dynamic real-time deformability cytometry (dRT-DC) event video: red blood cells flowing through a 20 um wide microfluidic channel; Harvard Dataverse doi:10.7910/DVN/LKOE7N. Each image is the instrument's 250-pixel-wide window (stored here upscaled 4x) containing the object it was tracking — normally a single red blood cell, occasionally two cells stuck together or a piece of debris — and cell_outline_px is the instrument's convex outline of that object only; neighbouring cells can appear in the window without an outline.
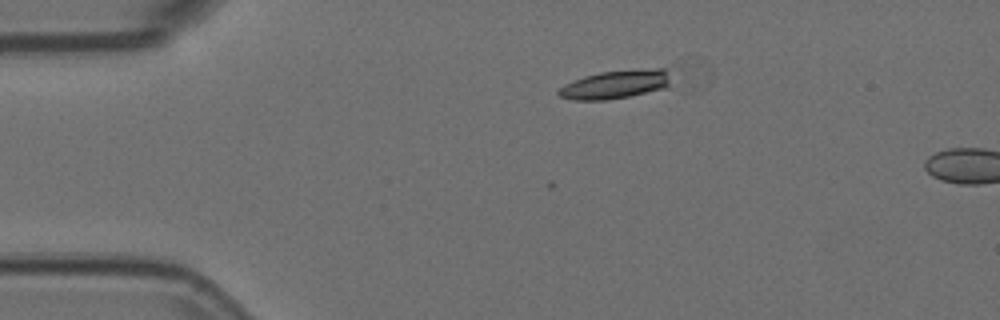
{"species": "Egyptian fruit bat (a non-hibernating species)", "species_latin": "Rousettus aegyptiacus", "temperature_condition": "room temperature", "stored_images_in_passage": 2, "camera_frame_rate_fps": 3000, "um_per_image_px": 0.085, "animal": {"sex": "female"}, "frame": {"image": 1, "passage_image": 2, "time_ms": 0.333, "image_size_px": [1000, 320], "cell_outline_px": [[668, 88], [628, 96], [604, 100], [572, 100], [560, 96], [556, 92], [564, 84], [584, 76], [600, 72], [656, 68], [664, 68], [668, 80]], "centroid_in_image_um": [52.26, 7.19], "position_along_channel_um": 32.7, "area_um2": 18.32}}